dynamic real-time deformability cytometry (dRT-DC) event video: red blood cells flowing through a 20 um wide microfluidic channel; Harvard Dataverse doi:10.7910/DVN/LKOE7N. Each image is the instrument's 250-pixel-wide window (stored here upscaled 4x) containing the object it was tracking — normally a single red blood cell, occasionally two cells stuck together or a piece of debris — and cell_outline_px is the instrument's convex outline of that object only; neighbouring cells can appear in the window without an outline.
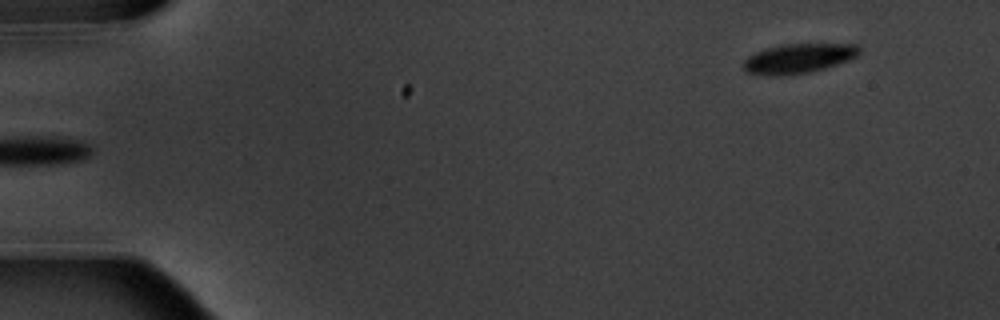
{"species": "common noctule bat (a hibernating species)", "species_latin": "Nyctalus noctula", "temperature_condition": "warm", "stored_images_in_passage": 6, "segment_of_instrument_passage": [2, 2], "camera_frame_rate_fps": 3000, "um_per_image_px": 0.085, "animal": {"sex": "male", "body_mass_g": 20.1, "forearm_length_mm": 53.5}, "frame": {"image": 1, "passage_image": 6, "time_ms": 6.667, "image_size_px": [1000, 320], "cell_outline_px": [[860, 52], [856, 56], [848, 60], [824, 68], [808, 72], [780, 76], [748, 72], [744, 68], [744, 60], [748, 56], [756, 52], [780, 44], [860, 44]], "centroid_in_image_um": [67.9, 4.95], "position_along_channel_um": 17.1, "area_um2": 19.65}}